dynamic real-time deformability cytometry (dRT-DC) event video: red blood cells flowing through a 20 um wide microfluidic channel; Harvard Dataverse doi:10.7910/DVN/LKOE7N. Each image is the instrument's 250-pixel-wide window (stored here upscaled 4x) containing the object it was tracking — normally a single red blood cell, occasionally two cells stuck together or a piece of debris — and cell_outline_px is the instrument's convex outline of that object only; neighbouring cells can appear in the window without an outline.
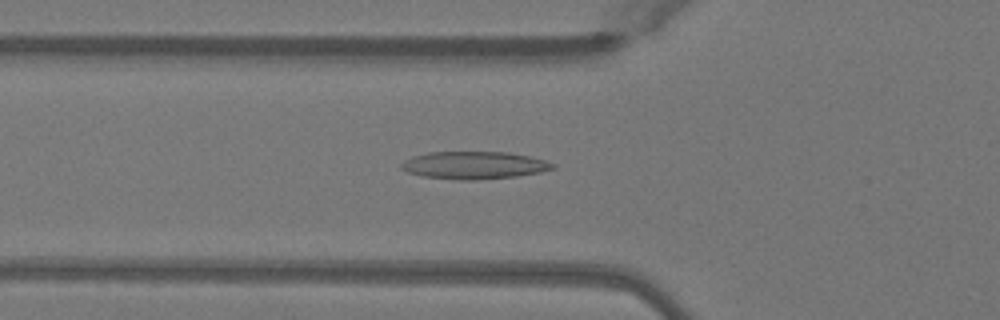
{"species": "Egyptian fruit bat (a non-hibernating species)", "species_latin": "Rousettus aegyptiacus", "temperature_condition": "warm", "stored_images_in_passage": 46, "camera_frame_rate_fps": 3000, "um_per_image_px": 0.085, "animal": {"sex": "female"}, "frame": {"image": 1, "passage_image": 17, "time_ms": 5.333, "image_size_px": [1000, 320], "cell_outline_px": [[556, 168], [540, 172], [516, 176], [476, 180], [460, 180], [420, 176], [408, 172], [400, 168], [400, 164], [404, 160], [412, 156], [428, 152], [508, 152], [528, 156], [544, 160], [556, 164]], "centroid_in_image_um": [40.27, 14.04], "position_along_channel_um": 85.5, "area_um2": 24.39}}
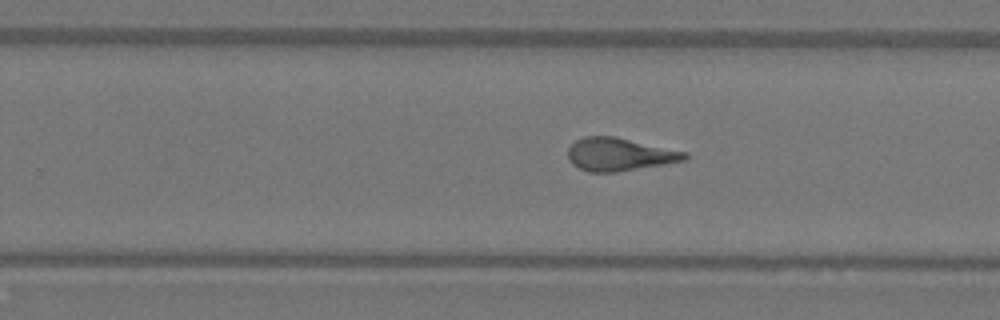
{"frame": {"image": 2, "passage_image": 31, "time_ms": 10.0, "image_size_px": [1000, 320], "cell_outline_px": [[688, 160], [616, 172], [588, 172], [572, 164], [568, 160], [568, 148], [576, 140], [584, 136], [616, 136], [688, 152]], "centroid_in_image_um": [52.67, 13.11], "position_along_channel_um": 277.1, "area_um2": 22.6}}
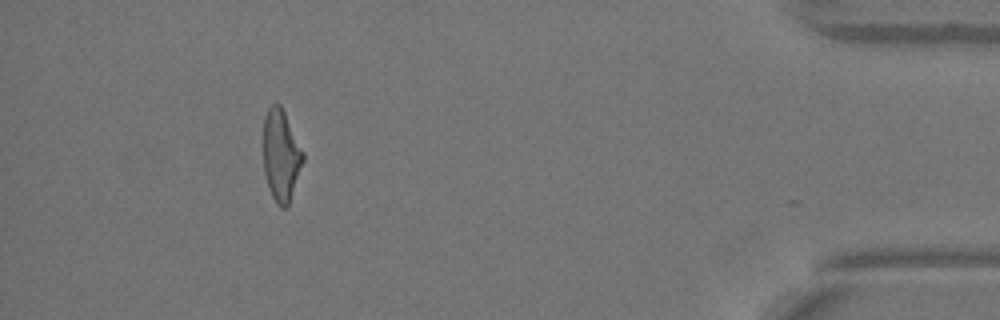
{"frame": {"image": 3, "passage_image": 45, "time_ms": 14.667, "image_size_px": [1000, 320], "cell_outline_px": [[304, 160], [288, 204], [284, 208], [280, 208], [276, 204], [268, 188], [264, 172], [264, 116], [268, 108], [272, 104], [280, 104], [304, 152]], "centroid_in_image_um": [23.88, 13.21], "position_along_channel_um": 411.3, "area_um2": 20.98}, "authors_computed_cell_mechanics": {"area_um2": 22.6576, "velocity_mm_per_s": 4.0952, "shape_relaxation_time_tau1_ms": 7.2365, "shape_relaxation_time_tau2_ms": 1.0384, "deformation_change_tau1": 0.2689, "deformation_change_tau2": 0.1134}}